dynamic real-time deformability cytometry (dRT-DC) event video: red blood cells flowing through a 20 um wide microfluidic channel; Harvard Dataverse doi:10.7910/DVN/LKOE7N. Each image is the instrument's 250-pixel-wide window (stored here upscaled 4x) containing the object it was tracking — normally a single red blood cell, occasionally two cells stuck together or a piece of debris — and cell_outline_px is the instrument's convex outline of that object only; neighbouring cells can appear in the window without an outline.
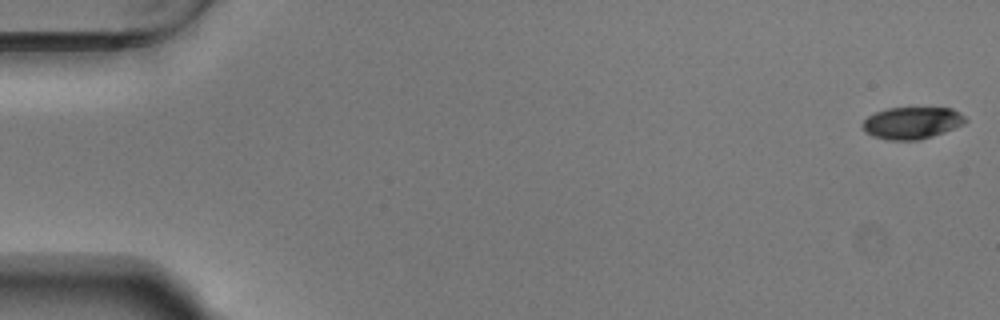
{"species": "Egyptian fruit bat (a non-hibernating species)", "species_latin": "Rousettus aegyptiacus", "temperature_condition": "warm", "stored_images_in_passage": 18, "camera_frame_rate_fps": 3000, "um_per_image_px": 0.085, "animal": {"sex": "male"}, "frame": {"image": 1, "passage_image": 1, "time_ms": 0.0, "image_size_px": [1000, 320], "cell_outline_px": [[968, 120], [964, 124], [944, 132], [932, 136], [916, 140], [888, 140], [872, 136], [864, 132], [860, 124], [868, 116], [876, 112], [888, 108], [952, 108], [960, 112]], "centroid_in_image_um": [77.49, 10.45], "position_along_channel_um": 7.5, "area_um2": 19.25}}
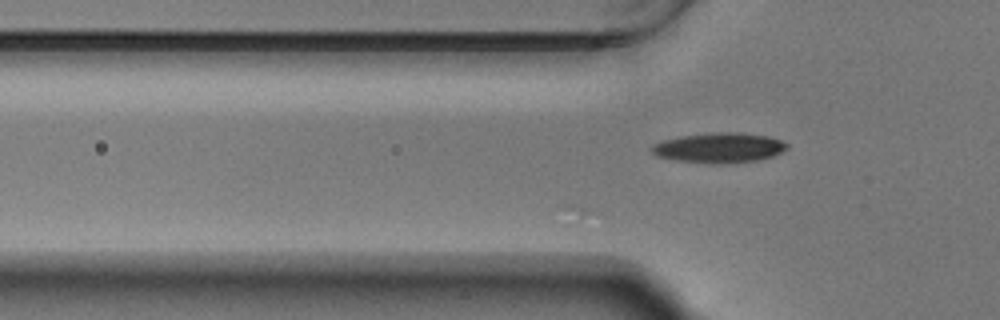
{"frame": {"image": 2, "passage_image": 18, "time_ms": 5.667, "image_size_px": [1000, 320], "cell_outline_px": [[788, 148], [772, 156], [760, 160], [720, 164], [716, 164], [676, 160], [656, 156], [648, 148], [652, 144], [664, 140], [684, 136], [716, 132], [736, 132], [768, 136], [780, 140], [788, 144]], "centroid_in_image_um": [61.11, 12.56], "position_along_channel_um": 64.7, "area_um2": 23.58}}